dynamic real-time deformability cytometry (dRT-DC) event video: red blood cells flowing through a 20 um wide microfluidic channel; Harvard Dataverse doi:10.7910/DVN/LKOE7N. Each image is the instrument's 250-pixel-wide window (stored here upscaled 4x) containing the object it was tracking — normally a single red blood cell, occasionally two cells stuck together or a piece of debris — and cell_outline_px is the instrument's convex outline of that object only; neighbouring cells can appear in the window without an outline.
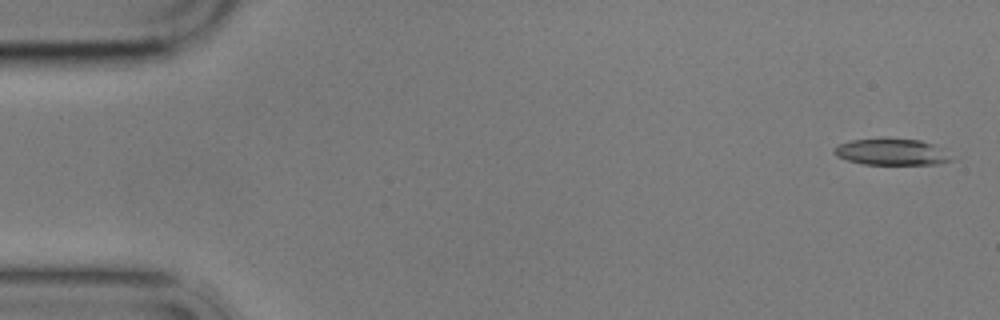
{"species": "common noctule bat (a hibernating species)", "species_latin": "Nyctalus noctula", "temperature_condition": "cold", "stored_images_in_passage": 5, "camera_frame_rate_fps": 3000, "um_per_image_px": 0.085, "animal": {"sex": "male", "body_mass_g": 17.9}, "frame": {"image": 1, "passage_image": 1, "time_ms": 0.0, "image_size_px": [1000, 320], "cell_outline_px": [[952, 160], [940, 164], [864, 164], [848, 160], [836, 156], [832, 152], [832, 148], [840, 144], [852, 140], [920, 140], [932, 144]], "centroid_in_image_um": [75.69, 12.94], "position_along_channel_um": 9.3, "area_um2": 17.17}}